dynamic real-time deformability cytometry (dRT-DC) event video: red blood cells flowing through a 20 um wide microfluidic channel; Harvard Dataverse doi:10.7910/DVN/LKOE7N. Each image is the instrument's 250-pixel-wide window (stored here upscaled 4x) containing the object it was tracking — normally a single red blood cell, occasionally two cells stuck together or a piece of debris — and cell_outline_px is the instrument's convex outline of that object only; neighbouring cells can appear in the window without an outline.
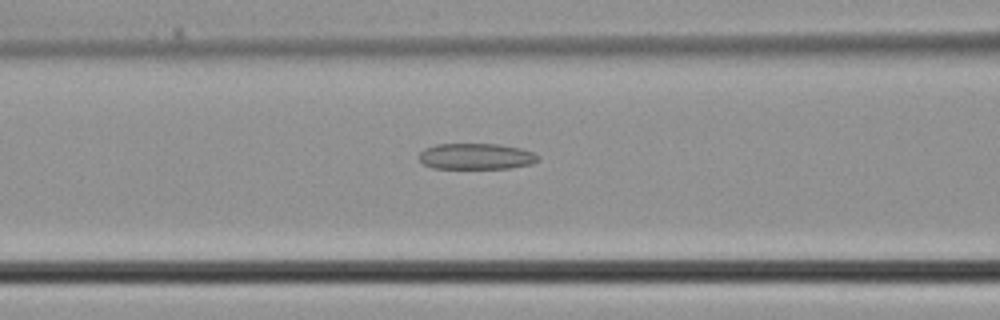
{"species": "common noctule bat (a hibernating species)", "species_latin": "Nyctalus noctula", "temperature_condition": "cold", "stored_images_in_passage": 23, "camera_frame_rate_fps": 3000, "um_per_image_px": 0.085, "animal": {"sex": "male", "body_mass_g": 21.5, "forearm_length_mm": 52.0}, "frame": {"image": 1, "passage_image": 4, "time_ms": 1.0, "image_size_px": [1000, 320], "cell_outline_px": [[540, 160], [532, 164], [508, 168], [432, 168], [424, 164], [420, 160], [420, 152], [424, 148], [436, 144], [500, 144], [520, 148], [532, 152], [540, 156]], "centroid_in_image_um": [40.49, 13.29], "position_along_channel_um": 126.1, "area_um2": 18.09}}
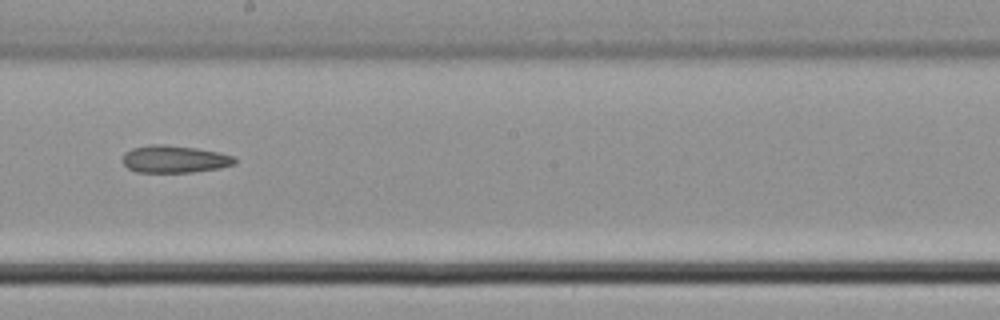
{"frame": {"image": 2, "passage_image": 10, "time_ms": 3.0, "image_size_px": [1000, 320], "cell_outline_px": [[236, 164], [220, 168], [192, 172], [136, 172], [128, 168], [124, 164], [124, 152], [132, 148], [152, 144], [164, 144], [196, 148], [220, 152], [232, 156], [236, 160]], "centroid_in_image_um": [14.84, 13.52], "position_along_channel_um": 233.4, "area_um2": 17.86}}
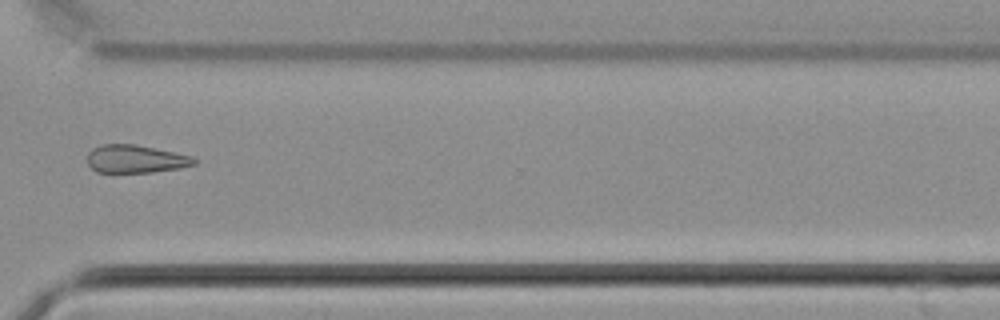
{"frame": {"image": 3, "passage_image": 17, "time_ms": 5.333, "image_size_px": [1000, 320], "cell_outline_px": [[196, 164], [180, 168], [152, 172], [96, 172], [88, 164], [88, 152], [92, 148], [100, 144], [136, 144], [192, 156], [196, 160]], "centroid_in_image_um": [11.51, 13.5], "position_along_channel_um": 359.1, "area_um2": 17.4}}